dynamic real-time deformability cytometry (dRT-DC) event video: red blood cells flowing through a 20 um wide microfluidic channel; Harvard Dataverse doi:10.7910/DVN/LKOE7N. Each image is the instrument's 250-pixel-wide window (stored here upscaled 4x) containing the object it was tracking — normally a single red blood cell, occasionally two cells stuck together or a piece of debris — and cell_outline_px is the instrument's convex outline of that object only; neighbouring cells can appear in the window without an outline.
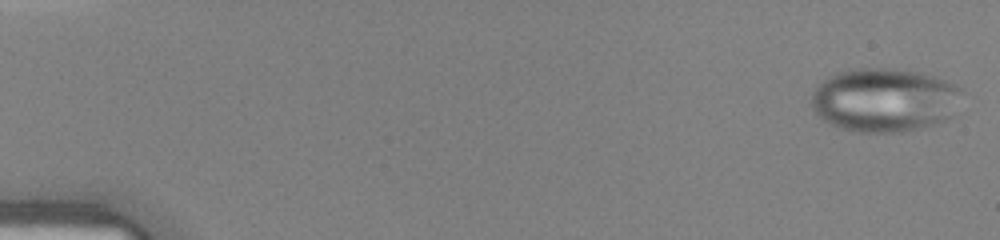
{"species": "human", "species_latin": "Homo sapiens", "temperature_condition": "warm", "stored_images_in_passage": 43, "camera_frame_rate_fps": 3000, "um_per_image_px": 0.085, "donor": {"sex": "female"}, "frame": {"image": 1, "passage_image": 1, "time_ms": 0.0, "image_size_px": [1000, 240], "cell_outline_px": [[964, 88], [948, 116], [944, 120], [920, 128], [900, 132], [856, 132], [840, 128], [824, 120], [812, 108], [812, 92], [816, 84], [832, 72], [848, 68], [888, 68], [916, 72], [932, 76], [956, 84]], "centroid_in_image_um": [75.09, 8.47], "position_along_channel_um": 9.9, "area_um2": 55.83}}
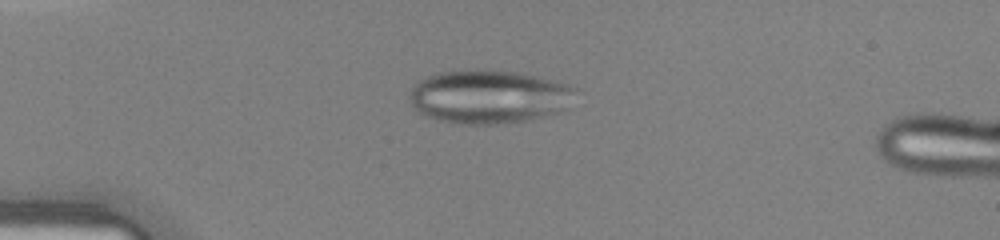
{"frame": {"image": 2, "passage_image": 11, "time_ms": 3.333, "image_size_px": [1000, 240], "cell_outline_px": [[580, 88], [564, 108], [560, 112], [524, 120], [496, 124], [464, 124], [440, 120], [424, 116], [412, 104], [408, 96], [416, 80], [440, 72], [476, 68], [516, 72]], "centroid_in_image_um": [41.49, 8.2], "position_along_channel_um": 43.5, "area_um2": 51.56}}
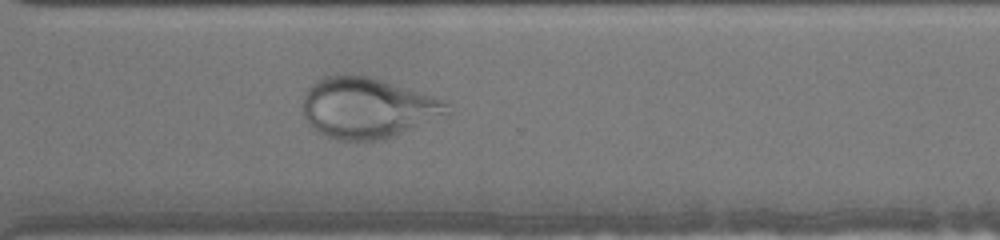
{"frame": {"image": 3, "passage_image": 32, "time_ms": 10.333, "image_size_px": [1000, 240], "cell_outline_px": [[448, 112], [392, 136], [376, 140], [336, 140], [320, 132], [308, 124], [304, 116], [304, 92], [316, 80], [324, 76], [344, 72], [368, 76], [408, 88], [444, 100], [448, 104]], "centroid_in_image_um": [31.14, 9.13], "position_along_channel_um": 339.5, "area_um2": 50.29}}